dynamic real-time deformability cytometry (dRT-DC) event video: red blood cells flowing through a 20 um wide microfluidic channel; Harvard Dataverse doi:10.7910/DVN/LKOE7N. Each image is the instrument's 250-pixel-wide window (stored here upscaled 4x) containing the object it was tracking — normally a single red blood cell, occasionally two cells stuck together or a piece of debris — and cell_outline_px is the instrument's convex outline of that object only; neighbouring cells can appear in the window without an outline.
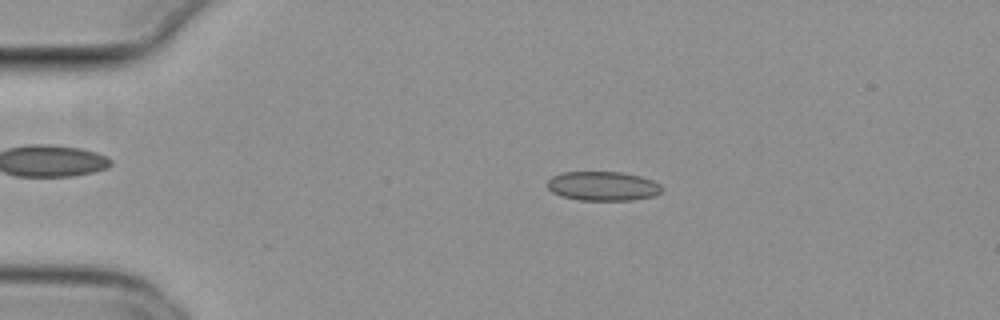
{"species": "common noctule bat (a hibernating species)", "species_latin": "Nyctalus noctula", "temperature_condition": "cold", "stored_images_in_passage": 54, "camera_frame_rate_fps": 3000, "um_per_image_px": 0.085, "animal": {"sex": "female", "body_mass_g": 29.2, "forearm_length_mm": 56.3}, "frame": {"image": 1, "passage_image": 11, "time_ms": 3.333, "image_size_px": [1000, 320], "cell_outline_px": [[664, 188], [660, 192], [652, 196], [632, 200], [580, 200], [564, 196], [552, 192], [544, 184], [552, 176], [564, 172], [620, 172], [640, 176], [652, 180], [660, 184]], "centroid_in_image_um": [51.23, 15.81], "position_along_channel_um": 33.8, "area_um2": 19.48}}
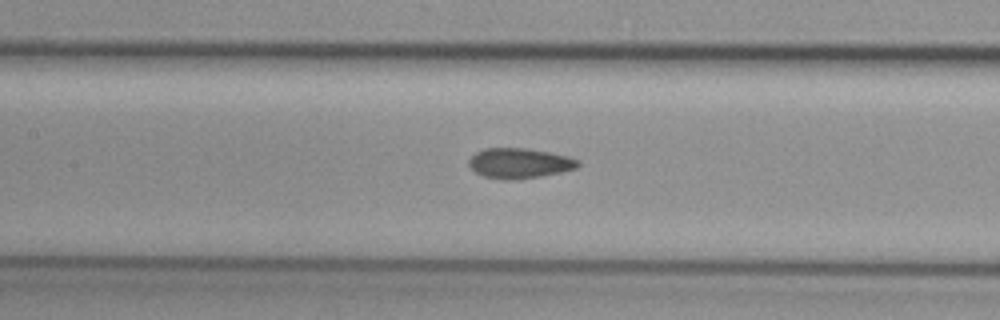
{"frame": {"image": 2, "passage_image": 25, "time_ms": 8.0, "image_size_px": [1000, 320], "cell_outline_px": [[580, 164], [576, 168], [560, 172], [540, 176], [516, 180], [504, 180], [484, 176], [476, 172], [468, 164], [468, 160], [476, 152], [484, 148], [528, 148], [568, 156], [580, 160]], "centroid_in_image_um": [44.15, 13.87], "position_along_channel_um": 163.2, "area_um2": 19.19}}
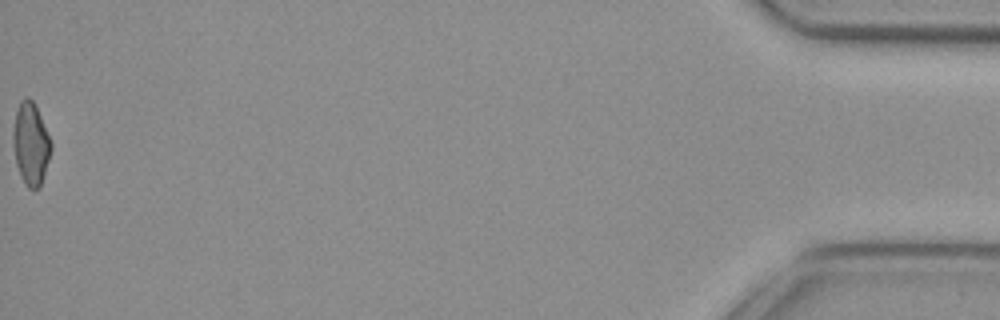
{"frame": {"image": 3, "passage_image": 54, "time_ms": 17.667, "image_size_px": [1000, 320], "cell_outline_px": [[52, 148], [40, 184], [36, 188], [28, 188], [24, 184], [20, 176], [16, 164], [12, 144], [12, 136], [16, 112], [20, 100], [28, 96], [32, 100], [40, 116], [52, 144]], "centroid_in_image_um": [2.58, 12.21], "position_along_channel_um": 432.6, "area_um2": 17.92}, "authors_computed_cell_mechanics": {"area_um2": 19.0162, "velocity_mm_per_s": 3.8368, "shape_relaxation_time_tau1_ms": null, "shape_relaxation_time_tau2_ms": 2.9065, "deformation_change_tau1": null, "deformation_change_tau2": 0.0675}}